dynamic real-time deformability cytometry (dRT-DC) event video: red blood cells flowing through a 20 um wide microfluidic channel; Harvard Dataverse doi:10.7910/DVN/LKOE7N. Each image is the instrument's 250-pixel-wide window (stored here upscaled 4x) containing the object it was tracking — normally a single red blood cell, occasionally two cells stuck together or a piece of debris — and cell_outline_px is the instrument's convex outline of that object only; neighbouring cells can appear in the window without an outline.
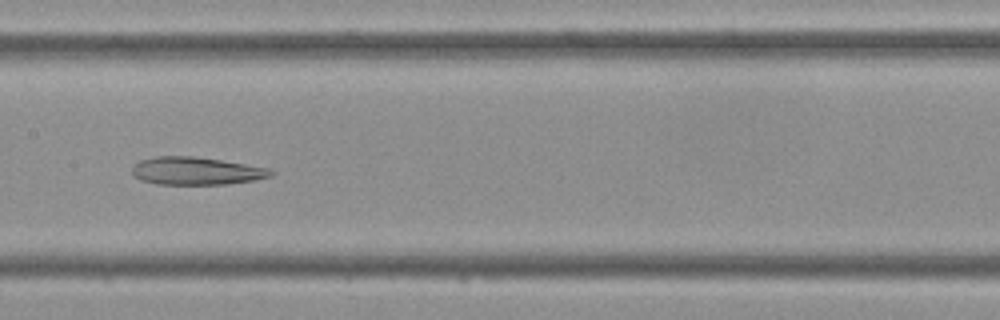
{"species": "Egyptian fruit bat (a non-hibernating species)", "species_latin": "Rousettus aegyptiacus", "temperature_condition": "cold", "stored_images_in_passage": 44, "camera_frame_rate_fps": 3000, "um_per_image_px": 0.085, "frame": {"image": 1, "passage_image": 22, "time_ms": 7.0, "image_size_px": [1000, 320], "cell_outline_px": [[276, 172], [272, 176], [256, 180], [228, 184], [156, 184], [140, 180], [132, 176], [132, 164], [140, 160], [156, 156], [192, 156], [220, 160], [272, 168]], "centroid_in_image_um": [16.69, 14.53], "position_along_channel_um": 190.7, "area_um2": 22.77}}
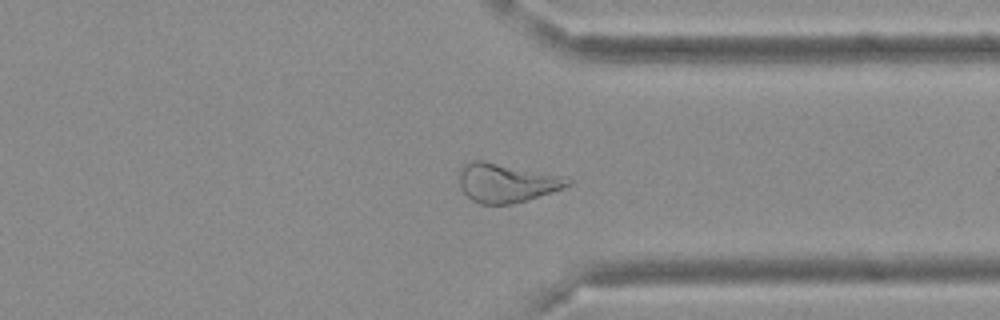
{"frame": {"image": 2, "passage_image": 34, "time_ms": 11.0, "image_size_px": [1000, 320], "cell_outline_px": [[572, 184], [528, 200], [512, 204], [480, 204], [472, 200], [460, 188], [460, 168], [464, 164], [472, 160], [484, 160], [560, 176], [572, 180]], "centroid_in_image_um": [43.0, 15.54], "position_along_channel_um": 368.4, "area_um2": 24.33}}
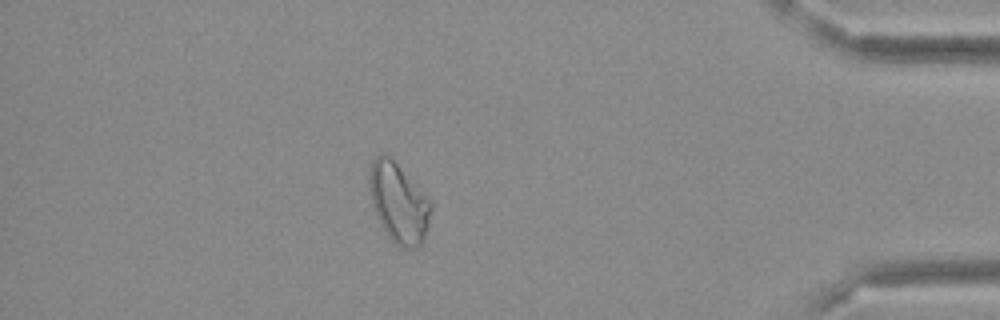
{"frame": {"image": 3, "passage_image": 39, "time_ms": 12.667, "image_size_px": [1000, 320], "cell_outline_px": [[432, 208], [428, 224], [424, 236], [420, 244], [416, 248], [400, 248], [384, 232], [380, 224], [372, 204], [368, 180], [372, 160], [380, 152], [384, 152], [392, 156], [432, 204]], "centroid_in_image_um": [33.85, 17.2], "position_along_channel_um": 401.4, "area_um2": 28.61}}